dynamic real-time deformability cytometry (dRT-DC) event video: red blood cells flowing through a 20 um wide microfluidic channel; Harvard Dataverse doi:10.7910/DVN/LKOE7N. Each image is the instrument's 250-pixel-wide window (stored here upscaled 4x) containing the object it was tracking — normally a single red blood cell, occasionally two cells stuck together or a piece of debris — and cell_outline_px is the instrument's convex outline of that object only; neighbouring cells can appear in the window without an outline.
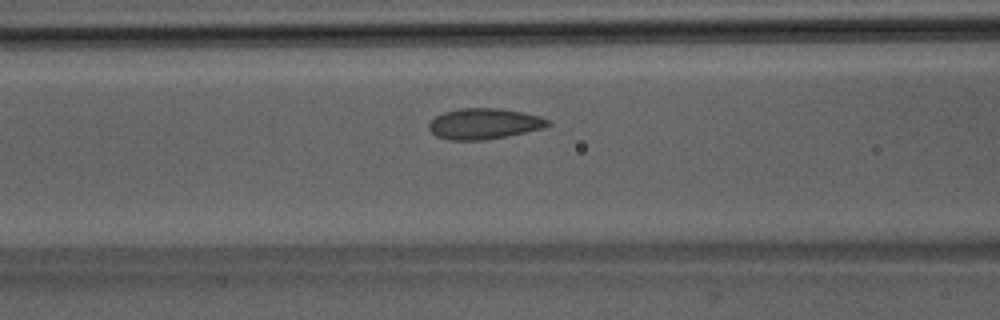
{"species": "Egyptian fruit bat (a non-hibernating species)", "species_latin": "Rousettus aegyptiacus", "temperature_condition": "room temperature", "stored_images_in_passage": 44, "camera_frame_rate_fps": 3000, "um_per_image_px": 0.085, "animal": {"sex": "male"}, "frame": {"image": 1, "passage_image": 14, "time_ms": 4.333, "image_size_px": [1000, 320], "cell_outline_px": [[552, 124], [544, 128], [484, 140], [448, 140], [436, 136], [428, 128], [428, 124], [436, 116], [444, 112], [460, 108], [496, 108], [520, 112], [540, 116], [548, 120]], "centroid_in_image_um": [41.12, 10.52], "position_along_channel_um": 125.5, "area_um2": 21.15}}
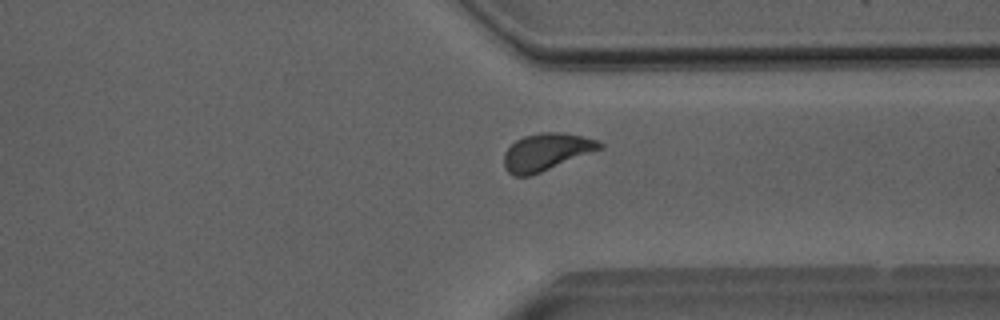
{"frame": {"image": 2, "passage_image": 32, "time_ms": 10.333, "image_size_px": [1000, 320], "cell_outline_px": [[604, 148], [540, 172], [528, 176], [512, 176], [504, 168], [504, 152], [516, 140], [524, 136], [540, 132], [560, 132], [600, 140], [604, 144]], "centroid_in_image_um": [46.44, 12.91], "position_along_channel_um": 365.0, "area_um2": 20.75}}
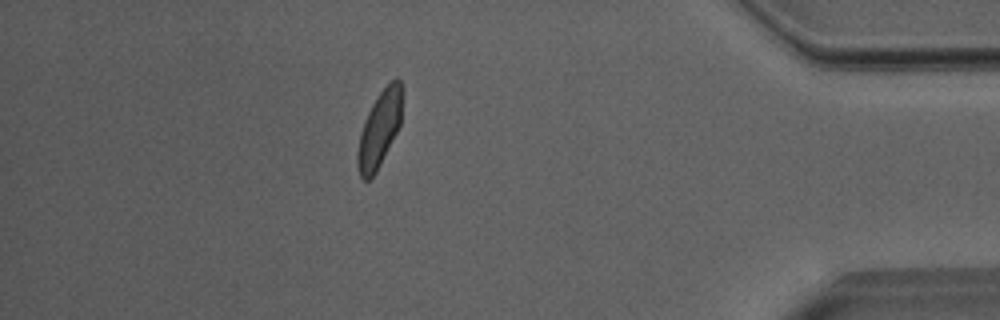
{"frame": {"image": 3, "passage_image": 38, "time_ms": 12.333, "image_size_px": [1000, 320], "cell_outline_px": [[404, 92], [400, 124], [376, 172], [368, 180], [364, 180], [360, 176], [356, 164], [356, 156], [360, 132], [364, 120], [372, 104], [380, 92], [396, 76], [400, 80]], "centroid_in_image_um": [32.26, 10.93], "position_along_channel_um": 402.9, "area_um2": 19.83}, "authors_computed_cell_mechanics": {"area_um2": 20.5768, "velocity_mm_per_s": 3.9881, "shape_relaxation_time_tau1_ms": 3.9052, "shape_relaxation_time_tau2_ms": 0.8174, "deformation_change_tau1": 0.1203, "deformation_change_tau2": 0.0474}}